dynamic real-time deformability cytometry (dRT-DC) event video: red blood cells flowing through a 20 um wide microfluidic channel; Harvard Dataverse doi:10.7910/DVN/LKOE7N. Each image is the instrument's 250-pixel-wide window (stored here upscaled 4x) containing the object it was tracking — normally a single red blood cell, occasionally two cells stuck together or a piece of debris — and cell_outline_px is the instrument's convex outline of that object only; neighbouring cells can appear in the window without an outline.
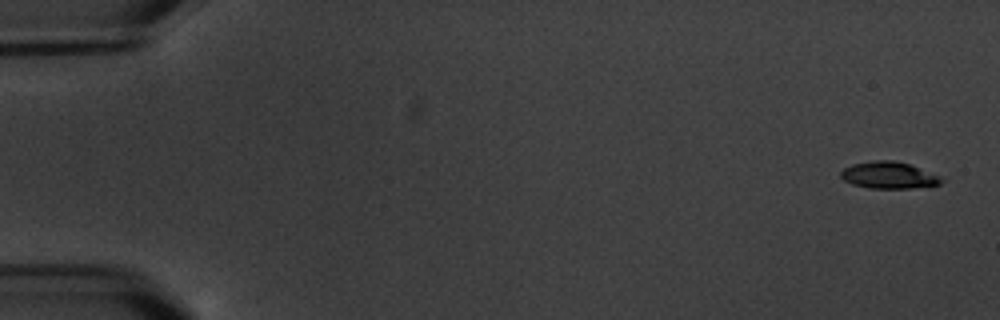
{"species": "common noctule bat (a hibernating species)", "species_latin": "Nyctalus noctula", "temperature_condition": "warm", "stored_images_in_passage": 5, "camera_frame_rate_fps": 3000, "um_per_image_px": 0.085, "animal": {"sex": "male", "body_mass_g": 20.1, "forearm_length_mm": 53.5}, "frame": {"image": 1, "passage_image": 1, "time_ms": 0.0, "image_size_px": [1000, 320], "cell_outline_px": [[944, 180], [940, 184], [912, 188], [868, 188], [852, 184], [844, 180], [840, 176], [840, 172], [844, 168], [852, 164], [876, 160], [892, 160], [908, 164], [936, 176]], "centroid_in_image_um": [75.46, 14.9], "position_along_channel_um": 9.5, "area_um2": 15.32}}
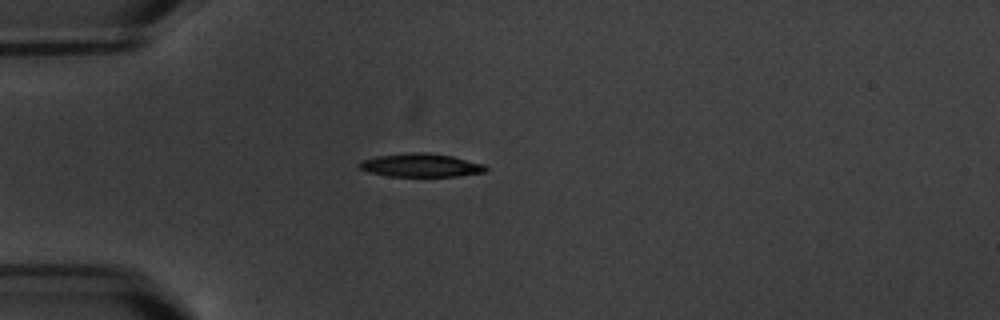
{"frame": {"image": 2, "passage_image": 5, "time_ms": 5.0, "image_size_px": [1000, 320], "cell_outline_px": [[488, 168], [484, 172], [456, 176], [388, 176], [368, 172], [360, 168], [356, 164], [364, 160], [376, 156], [412, 152], [424, 152], [452, 156], [484, 164]], "centroid_in_image_um": [35.75, 14.04], "position_along_channel_um": 49.2, "area_um2": 17.11}}